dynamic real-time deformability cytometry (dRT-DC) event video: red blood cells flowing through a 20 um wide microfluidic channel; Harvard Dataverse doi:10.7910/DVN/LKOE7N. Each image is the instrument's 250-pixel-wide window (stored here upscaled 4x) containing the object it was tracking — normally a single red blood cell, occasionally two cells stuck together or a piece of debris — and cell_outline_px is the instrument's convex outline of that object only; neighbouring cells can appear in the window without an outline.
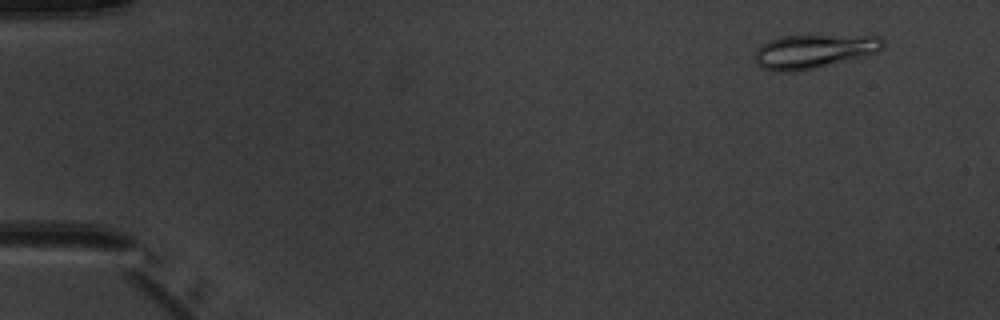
{"species": "common noctule bat (a hibernating species)", "species_latin": "Nyctalus noctula", "temperature_condition": "warm", "stored_images_in_passage": 4, "camera_frame_rate_fps": 3000, "um_per_image_px": 0.085, "animal": {"sex": "male", "body_mass_g": 20.1, "forearm_length_mm": 53.5}, "frame": {"image": 1, "passage_image": 1, "time_ms": 0.0, "image_size_px": [1000, 320], "cell_outline_px": [[884, 48], [876, 52], [816, 68], [796, 72], [780, 72], [760, 68], [756, 64], [756, 48], [760, 44], [768, 40], [780, 36], [880, 36], [884, 40]], "centroid_in_image_um": [69.11, 4.37], "position_along_channel_um": 15.9, "area_um2": 25.2}}